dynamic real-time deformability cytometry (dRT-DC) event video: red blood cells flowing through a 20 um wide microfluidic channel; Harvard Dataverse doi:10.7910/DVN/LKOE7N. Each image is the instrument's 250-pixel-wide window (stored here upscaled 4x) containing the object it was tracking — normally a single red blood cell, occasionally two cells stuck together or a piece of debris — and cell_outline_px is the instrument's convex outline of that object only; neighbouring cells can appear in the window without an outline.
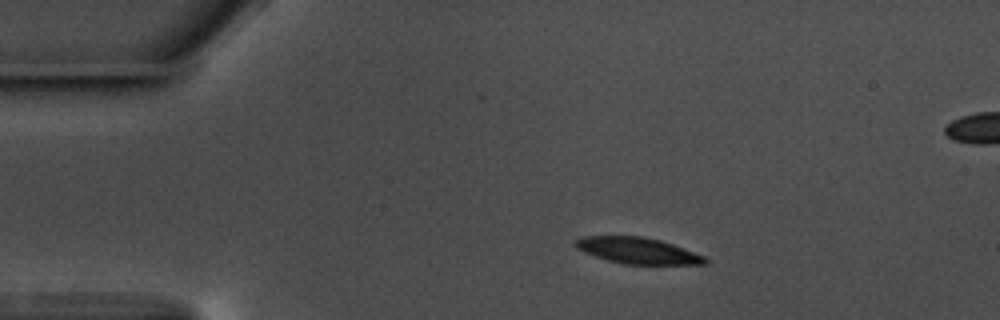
{"species": "common noctule bat (a hibernating species)", "species_latin": "Nyctalus noctula", "temperature_condition": "warm", "stored_images_in_passage": 49, "segment_of_instrument_passage": [1, 2], "camera_frame_rate_fps": 3000, "um_per_image_px": 0.085, "animal": {"sex": "male", "body_mass_g": 17.5, "forearm_length_mm": 52.3}, "frame": {"image": 1, "passage_image": 1, "time_ms": 0.0, "image_size_px": [1000, 320], "cell_outline_px": [[708, 260], [704, 264], [624, 264], [608, 260], [584, 252], [576, 248], [576, 240], [584, 236], [644, 236], [660, 240], [672, 244], [704, 256]], "centroid_in_image_um": [54.2, 21.3], "position_along_channel_um": 30.8, "area_um2": 19.48}}
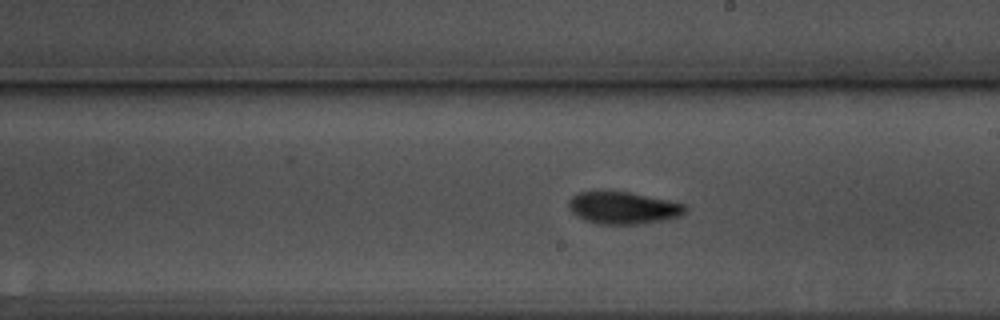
{"frame": {"image": 2, "passage_image": 23, "time_ms": 7.333, "image_size_px": [1000, 320], "cell_outline_px": [[688, 208], [680, 216], [664, 220], [636, 224], [596, 224], [584, 220], [576, 216], [568, 208], [568, 200], [572, 196], [580, 192], [628, 192], [668, 200], [684, 204]], "centroid_in_image_um": [52.94, 17.68], "position_along_channel_um": 236.1, "area_um2": 21.73}}
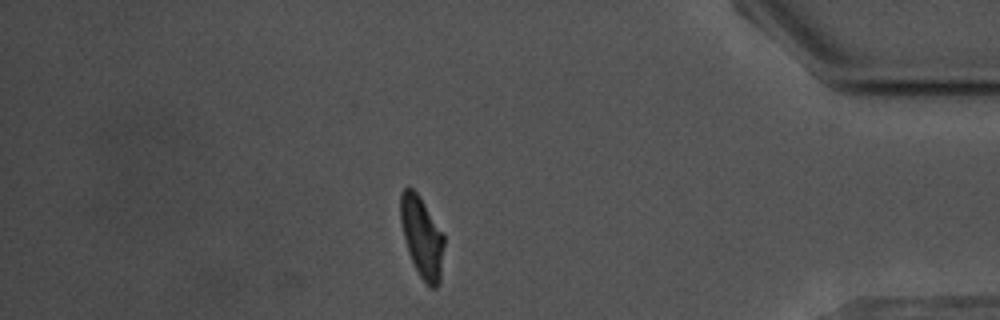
{"frame": {"image": 3, "passage_image": 40, "time_ms": 13.0, "image_size_px": [1000, 320], "cell_outline_px": [[444, 244], [440, 284], [436, 288], [428, 288], [420, 276], [408, 252], [400, 220], [400, 192], [404, 188], [412, 188], [416, 192], [424, 204], [444, 236]], "centroid_in_image_um": [35.86, 20.2], "position_along_channel_um": 399.3, "area_um2": 20.29}}